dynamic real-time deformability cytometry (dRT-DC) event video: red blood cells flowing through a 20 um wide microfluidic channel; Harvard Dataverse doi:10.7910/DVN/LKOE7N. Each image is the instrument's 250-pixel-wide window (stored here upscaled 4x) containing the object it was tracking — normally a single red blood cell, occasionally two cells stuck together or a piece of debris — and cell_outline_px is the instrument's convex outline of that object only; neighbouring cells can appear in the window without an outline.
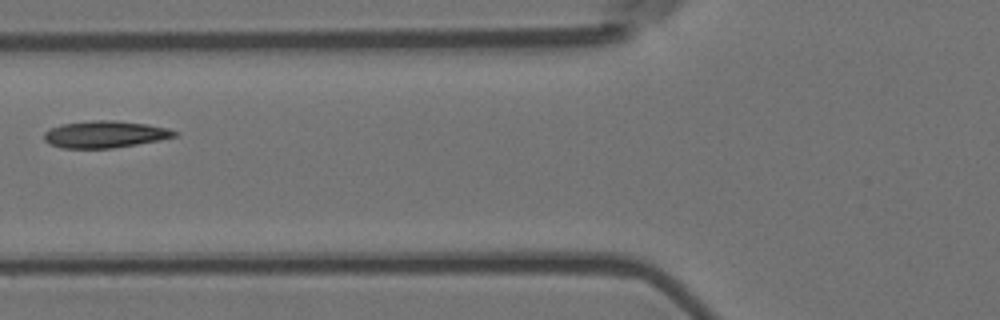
{"species": "Egyptian fruit bat (a non-hibernating species)", "species_latin": "Rousettus aegyptiacus", "temperature_condition": "room temperature", "stored_images_in_passage": 6, "camera_frame_rate_fps": 3000, "um_per_image_px": 0.085, "animal": {"sex": "female"}, "frame": {"image": 1, "passage_image": 6, "time_ms": 1.667, "image_size_px": [1000, 320], "cell_outline_px": [[180, 132], [176, 136], [160, 140], [112, 148], [60, 148], [48, 144], [44, 140], [44, 132], [48, 128], [60, 124], [92, 120], [112, 120], [148, 124], [168, 128]], "centroid_in_image_um": [8.89, 11.41], "position_along_channel_um": 116.9, "area_um2": 20.69}}